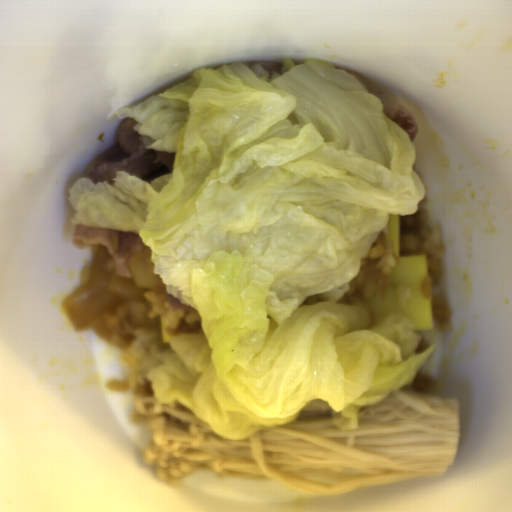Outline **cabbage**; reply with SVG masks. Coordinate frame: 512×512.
I'll return each mask as SVG.
<instances>
[{"label": "cabbage", "mask_w": 512, "mask_h": 512, "mask_svg": "<svg viewBox=\"0 0 512 512\" xmlns=\"http://www.w3.org/2000/svg\"><path fill=\"white\" fill-rule=\"evenodd\" d=\"M110 116L175 154L151 182L124 170L68 187L74 224L135 234L197 311L201 329L152 357L154 399L235 440L303 411L354 430L362 407L413 381L435 347L419 352L406 318L304 305L354 281L389 217L424 198L417 149L376 92L338 64L244 60Z\"/></svg>", "instance_id": "1"}]
</instances>
